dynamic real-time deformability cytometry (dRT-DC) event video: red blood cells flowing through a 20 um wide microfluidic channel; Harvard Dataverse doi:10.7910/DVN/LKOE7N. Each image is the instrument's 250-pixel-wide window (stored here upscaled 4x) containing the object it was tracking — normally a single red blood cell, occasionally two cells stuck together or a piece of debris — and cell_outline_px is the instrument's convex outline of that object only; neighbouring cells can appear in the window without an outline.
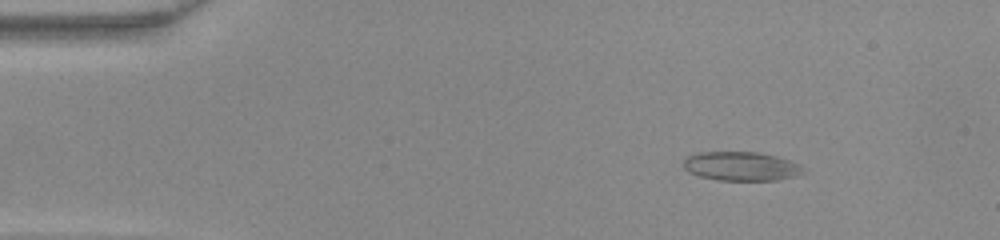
{"species": "common noctule bat (a hibernating species)", "species_latin": "Nyctalus noctula", "temperature_condition": "warm", "stored_images_in_passage": 43, "camera_frame_rate_fps": 3000, "um_per_image_px": 0.085, "animal": {"sex": "female", "body_mass_g": 22.0, "forearm_length_mm": 56.7}, "frame": {"image": 1, "passage_image": 2, "time_ms": 0.333, "image_size_px": [1000, 240], "cell_outline_px": [[808, 172], [780, 180], [720, 180], [700, 176], [688, 172], [684, 168], [684, 160], [688, 156], [700, 152], [760, 152], [776, 156], [800, 164]], "centroid_in_image_um": [63.04, 14.13], "position_along_channel_um": 22.0, "area_um2": 20.29}}
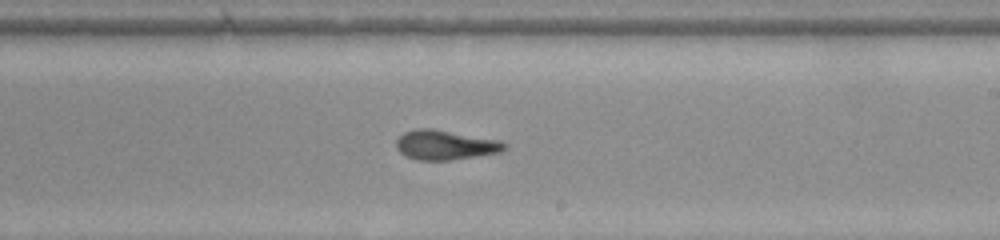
{"frame": {"image": 2, "passage_image": 24, "time_ms": 7.667, "image_size_px": [1000, 240], "cell_outline_px": [[508, 148], [500, 152], [452, 160], [416, 160], [404, 156], [396, 148], [396, 140], [404, 132], [416, 128], [432, 128], [500, 140], [508, 144]], "centroid_in_image_um": [37.85, 12.32], "position_along_channel_um": 251.2, "area_um2": 18.9}}
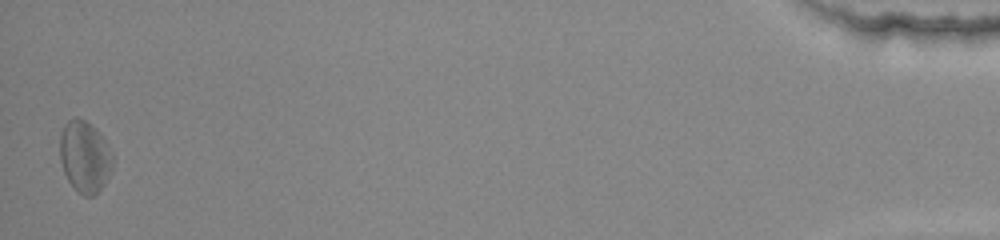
{"frame": {"image": 3, "passage_image": 43, "time_ms": 14.0, "image_size_px": [1000, 240], "cell_outline_px": [[112, 172], [104, 184], [92, 196], [84, 196], [76, 192], [68, 180], [64, 172], [60, 160], [60, 136], [64, 124], [68, 120], [76, 116], [84, 120], [96, 128], [112, 152]], "centroid_in_image_um": [7.19, 13.32], "position_along_channel_um": 428.0, "area_um2": 22.08}}